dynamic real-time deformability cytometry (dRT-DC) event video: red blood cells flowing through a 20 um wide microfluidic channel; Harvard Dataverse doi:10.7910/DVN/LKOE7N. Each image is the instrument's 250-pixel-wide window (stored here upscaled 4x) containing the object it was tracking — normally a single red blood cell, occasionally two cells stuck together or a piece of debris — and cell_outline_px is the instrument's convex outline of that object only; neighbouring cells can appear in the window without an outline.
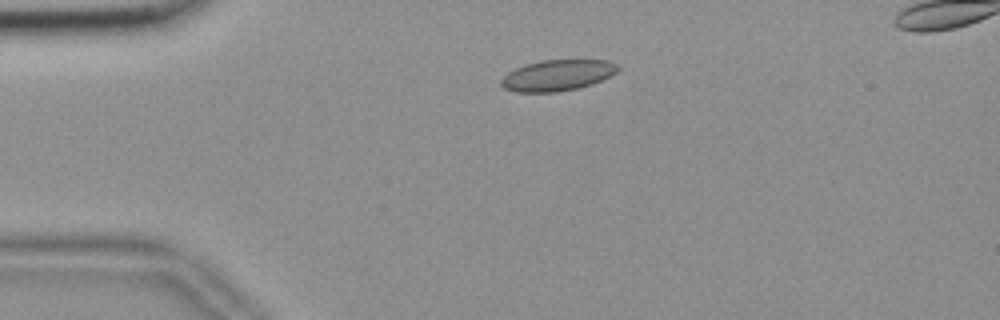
{"species": "common noctule bat (a hibernating species)", "species_latin": "Nyctalus noctula", "temperature_condition": "room temperature", "stored_images_in_passage": 53, "camera_frame_rate_fps": 3000, "um_per_image_px": 0.085, "animal": {"sex": "female", "body_mass_g": 18.4}, "frame": {"image": 1, "passage_image": 10, "time_ms": 3.0, "image_size_px": [1000, 320], "cell_outline_px": [[620, 68], [616, 72], [592, 84], [576, 88], [556, 92], [516, 92], [504, 88], [500, 84], [500, 80], [508, 72], [524, 64], [540, 60], [608, 60], [616, 64]], "centroid_in_image_um": [47.34, 6.39], "position_along_channel_um": 37.7, "area_um2": 20.98}}
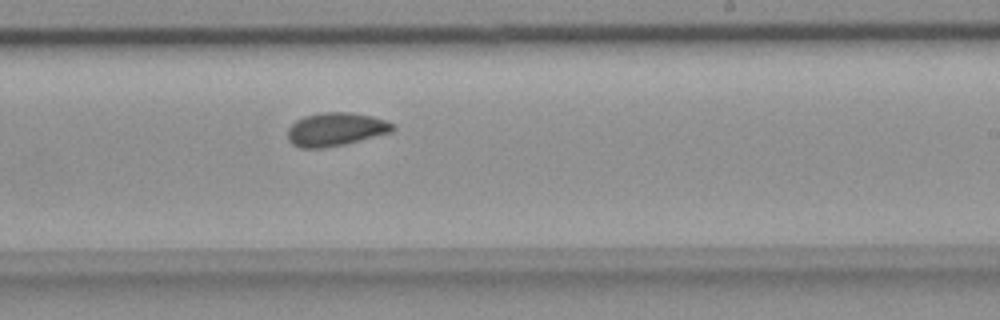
{"frame": {"image": 2, "passage_image": 31, "time_ms": 10.0, "image_size_px": [1000, 320], "cell_outline_px": [[396, 128], [392, 132], [344, 144], [324, 148], [300, 148], [292, 144], [288, 140], [288, 128], [296, 120], [304, 116], [324, 112], [348, 112], [372, 116], [396, 124]], "centroid_in_image_um": [28.54, 10.99], "position_along_channel_um": 260.5, "area_um2": 20.46}}
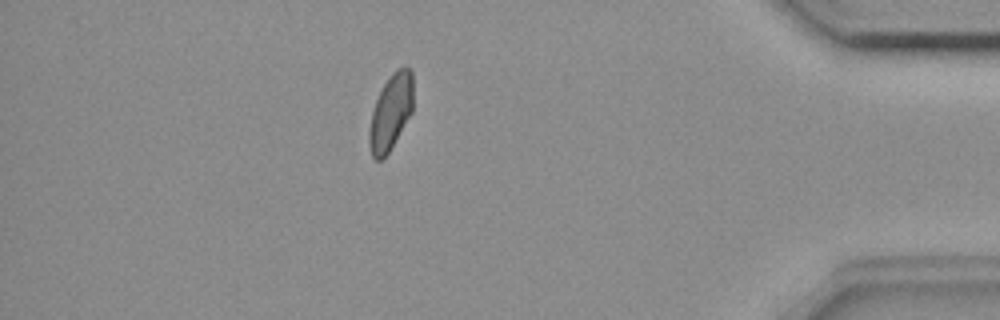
{"frame": {"image": 3, "passage_image": 46, "time_ms": 15.0, "image_size_px": [1000, 320], "cell_outline_px": [[412, 112], [388, 152], [380, 160], [376, 160], [372, 156], [368, 144], [368, 132], [372, 112], [376, 100], [384, 84], [392, 72], [396, 68], [404, 64], [412, 72]], "centroid_in_image_um": [33.2, 9.5], "position_along_channel_um": 402.0, "area_um2": 19.25}, "authors_computed_cell_mechanics": {"area_um2": 20.1144, "velocity_mm_per_s": 3.6665, "shape_relaxation_time_tau1_ms": null, "shape_relaxation_time_tau2_ms": 2.8542, "deformation_change_tau1": null, "deformation_change_tau2": 0.0681}}